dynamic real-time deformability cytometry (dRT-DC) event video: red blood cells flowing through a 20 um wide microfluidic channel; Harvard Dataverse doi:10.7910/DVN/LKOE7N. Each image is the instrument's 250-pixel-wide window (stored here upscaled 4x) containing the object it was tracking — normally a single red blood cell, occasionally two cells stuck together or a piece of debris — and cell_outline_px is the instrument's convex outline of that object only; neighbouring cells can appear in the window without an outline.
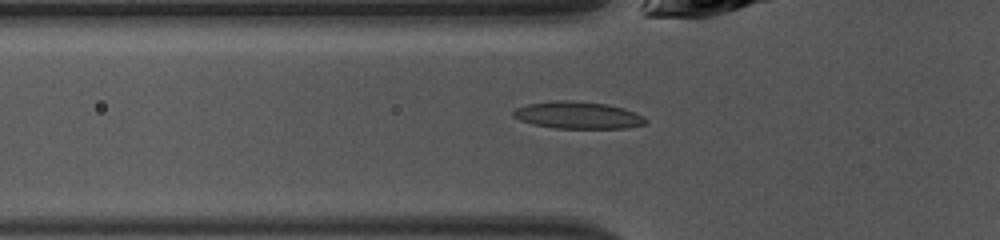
{"species": "common noctule bat (a hibernating species)", "species_latin": "Nyctalus noctula", "temperature_condition": "warm", "stored_images_in_passage": 27, "camera_frame_rate_fps": 3000, "um_per_image_px": 0.085, "animal": {"sex": "female", "body_mass_g": 10.0, "forearm_length_mm": 53.1}, "frame": {"image": 1, "passage_image": 2, "time_ms": 0.333, "image_size_px": [1000, 240], "cell_outline_px": [[648, 124], [624, 128], [556, 128], [532, 124], [520, 120], [512, 116], [512, 112], [516, 108], [528, 104], [552, 100], [572, 100], [608, 104], [624, 108], [644, 116], [648, 120]], "centroid_in_image_um": [49.14, 9.78], "position_along_channel_um": 76.7, "area_um2": 21.1}}
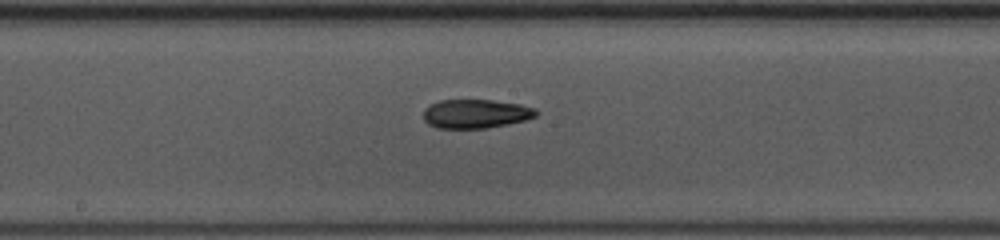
{"frame": {"image": 2, "passage_image": 11, "time_ms": 3.333, "image_size_px": [1000, 240], "cell_outline_px": [[540, 112], [536, 116], [524, 120], [484, 128], [436, 128], [428, 124], [424, 120], [424, 108], [428, 104], [440, 100], [492, 100], [520, 104], [536, 108]], "centroid_in_image_um": [40.42, 9.66], "position_along_channel_um": 207.8, "area_um2": 19.02}}
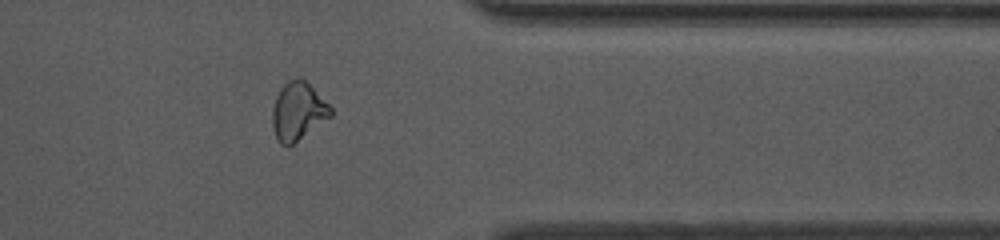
{"frame": {"image": 3, "passage_image": 24, "time_ms": 7.667, "image_size_px": [1000, 240], "cell_outline_px": [[332, 116], [288, 148], [280, 144], [276, 140], [272, 124], [272, 112], [276, 96], [280, 88], [288, 80], [300, 76], [332, 108]], "centroid_in_image_um": [25.3, 9.49], "position_along_channel_um": 386.1, "area_um2": 19.77}}